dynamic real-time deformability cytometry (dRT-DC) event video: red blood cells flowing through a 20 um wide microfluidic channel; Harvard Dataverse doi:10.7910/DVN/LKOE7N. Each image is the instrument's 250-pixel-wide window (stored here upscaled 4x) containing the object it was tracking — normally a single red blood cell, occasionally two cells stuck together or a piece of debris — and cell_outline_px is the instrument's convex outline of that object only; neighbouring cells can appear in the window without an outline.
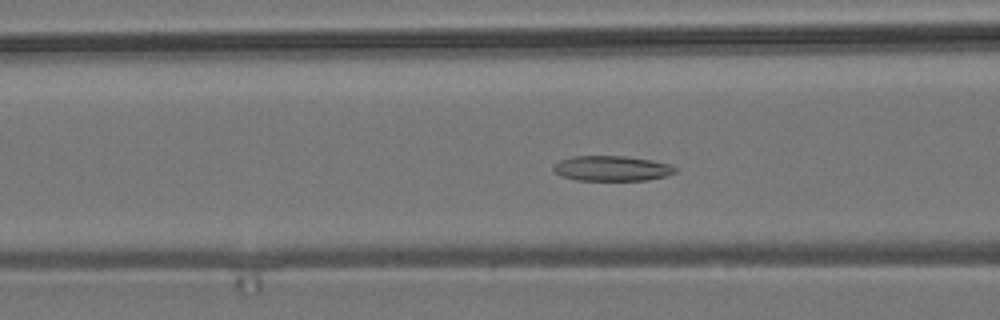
{"species": "common noctule bat (a hibernating species)", "species_latin": "Nyctalus noctula", "temperature_condition": "room temperature", "stored_images_in_passage": 56, "camera_frame_rate_fps": 3000, "um_per_image_px": 0.085, "animal": {"sex": "male", "body_mass_g": 19.2, "forearm_length_mm": 51.8}, "frame": {"image": 1, "passage_image": 21, "time_ms": 6.667, "image_size_px": [1000, 320], "cell_outline_px": [[676, 172], [664, 176], [648, 180], [576, 180], [560, 176], [552, 168], [560, 160], [572, 156], [624, 156], [652, 160], [672, 164], [676, 168]], "centroid_in_image_um": [52.01, 14.31], "position_along_channel_um": 114.6, "area_um2": 17.86}}
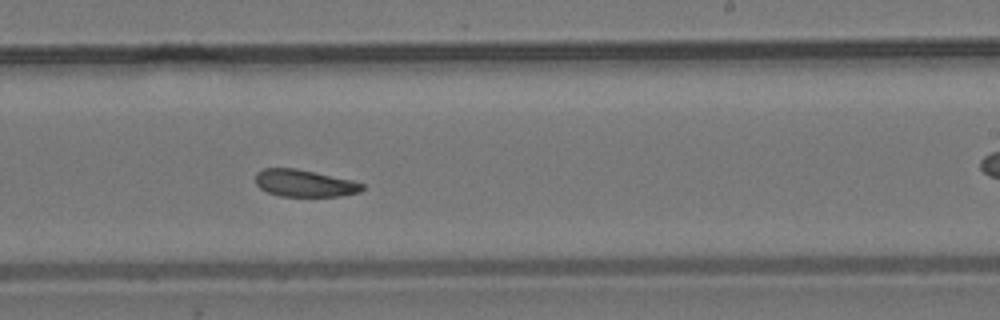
{"frame": {"image": 2, "passage_image": 33, "time_ms": 10.667, "image_size_px": [1000, 320], "cell_outline_px": [[364, 188], [360, 192], [340, 196], [280, 196], [268, 192], [260, 188], [256, 184], [256, 172], [264, 168], [296, 168], [352, 180], [364, 184]], "centroid_in_image_um": [25.88, 15.57], "position_along_channel_um": 263.1, "area_um2": 16.82}}
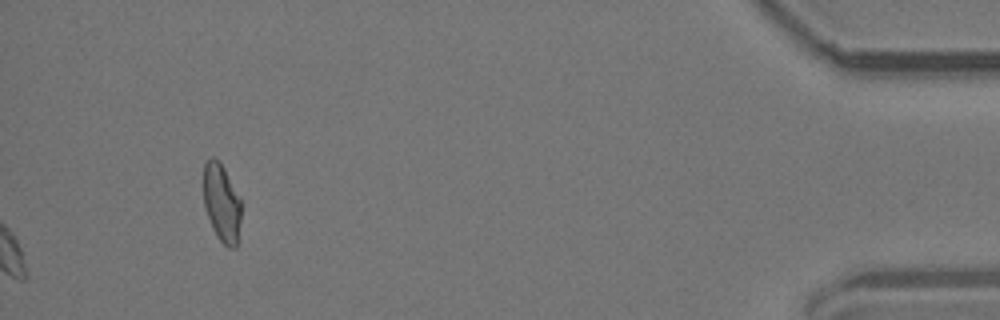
{"frame": {"image": 3, "passage_image": 56, "time_ms": 18.333, "image_size_px": [1000, 320], "cell_outline_px": [[240, 220], [236, 248], [228, 248], [216, 236], [212, 228], [204, 208], [204, 164], [212, 156], [220, 160], [240, 196]], "centroid_in_image_um": [18.84, 17.23], "position_along_channel_um": 416.4, "area_um2": 17.28}, "authors_computed_cell_mechanics": {"area_um2": 18.2648, "velocity_mm_per_s": 3.7251, "shape_relaxation_time_tau1_ms": 8.1506, "shape_relaxation_time_tau2_ms": null, "deformation_change_tau1": 0.1193, "deformation_change_tau2": null}}